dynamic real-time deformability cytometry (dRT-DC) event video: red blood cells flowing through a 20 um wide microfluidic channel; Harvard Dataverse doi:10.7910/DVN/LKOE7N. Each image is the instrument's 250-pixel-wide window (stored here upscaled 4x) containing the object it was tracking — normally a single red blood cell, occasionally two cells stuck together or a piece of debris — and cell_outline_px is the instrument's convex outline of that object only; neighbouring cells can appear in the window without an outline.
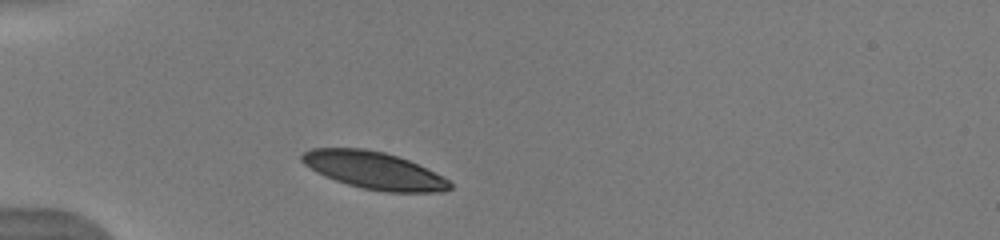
{"species": "human", "species_latin": "Homo sapiens", "temperature_condition": "warm", "stored_images_in_passage": 37, "camera_frame_rate_fps": 3000, "um_per_image_px": 0.085, "donor": {"sex": "male"}, "frame": {"image": 1, "passage_image": 1, "time_ms": 0.0, "image_size_px": [1000, 240], "cell_outline_px": [[452, 188], [444, 192], [384, 192], [360, 188], [324, 176], [316, 172], [304, 164], [300, 160], [300, 156], [304, 152], [312, 148], [364, 148], [384, 152], [408, 160], [448, 180], [452, 184]], "centroid_in_image_um": [31.75, 14.49], "position_along_channel_um": 53.3, "area_um2": 31.96}, "authors_computed_cell_mechanics": {"area_um2": 33.813, "velocity_mm_per_s": 3.8953, "shape_relaxation_time_tau1_ms": 1.6835, "shape_relaxation_time_tau2_ms": null, "deformation_change_tau1": 0.1228, "deformation_change_tau2": null}}